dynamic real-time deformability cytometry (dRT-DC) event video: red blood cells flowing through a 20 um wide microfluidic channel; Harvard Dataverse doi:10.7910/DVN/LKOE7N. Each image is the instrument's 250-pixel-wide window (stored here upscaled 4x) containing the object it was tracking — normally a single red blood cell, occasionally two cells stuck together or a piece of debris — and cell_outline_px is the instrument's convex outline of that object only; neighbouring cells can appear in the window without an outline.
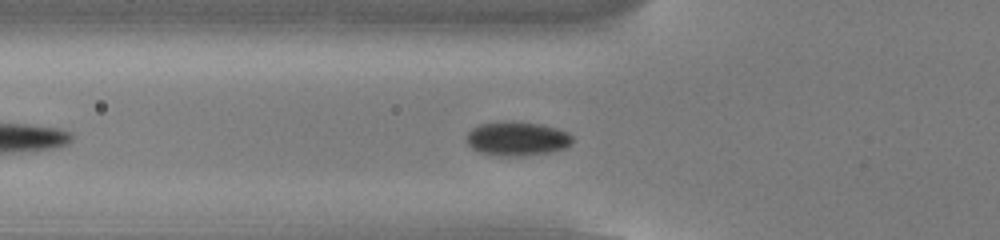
{"species": "common noctule bat (a hibernating species)", "species_latin": "Nyctalus noctula", "temperature_condition": "cold", "stored_images_in_passage": 29, "camera_frame_rate_fps": 3000, "um_per_image_px": 0.085, "animal": {"sex": "male", "body_mass_g": 13.0, "forearm_length_mm": 53.1}, "frame": {"image": 1, "passage_image": 9, "time_ms": 2.667, "image_size_px": [1000, 240], "cell_outline_px": [[572, 144], [564, 148], [552, 152], [516, 156], [500, 156], [480, 152], [472, 148], [468, 144], [468, 132], [472, 128], [480, 124], [504, 120], [540, 124], [556, 128], [568, 132], [572, 136]], "centroid_in_image_um": [43.96, 11.78], "position_along_channel_um": 81.8, "area_um2": 21.04}}
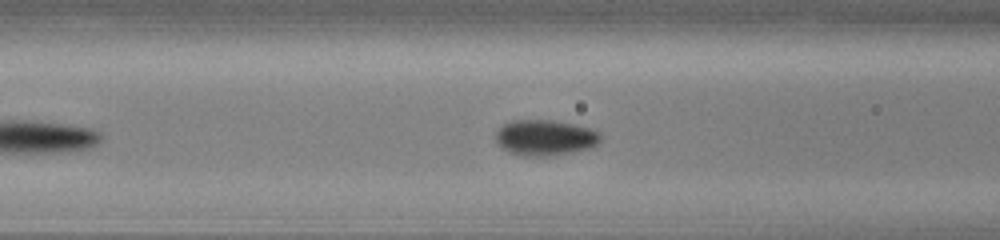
{"frame": {"image": 2, "passage_image": 12, "time_ms": 3.667, "image_size_px": [1000, 240], "cell_outline_px": [[600, 140], [592, 148], [572, 152], [548, 156], [520, 156], [508, 152], [496, 140], [496, 132], [504, 124], [512, 120], [552, 120], [592, 128], [600, 132]], "centroid_in_image_um": [46.35, 11.7], "position_along_channel_um": 120.2, "area_um2": 21.79}}
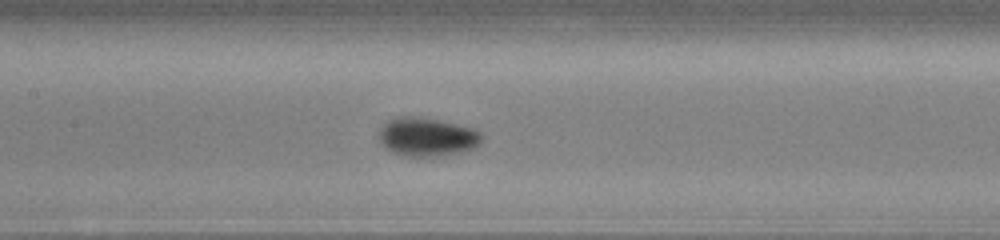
{"frame": {"image": 3, "passage_image": 16, "time_ms": 5.0, "image_size_px": [1000, 240], "cell_outline_px": [[480, 144], [472, 148], [460, 152], [436, 156], [404, 156], [392, 152], [384, 148], [380, 140], [380, 128], [388, 120], [400, 116], [408, 116], [436, 120], [456, 124], [472, 128], [480, 132]], "centroid_in_image_um": [36.26, 11.64], "position_along_channel_um": 171.1, "area_um2": 22.72}}